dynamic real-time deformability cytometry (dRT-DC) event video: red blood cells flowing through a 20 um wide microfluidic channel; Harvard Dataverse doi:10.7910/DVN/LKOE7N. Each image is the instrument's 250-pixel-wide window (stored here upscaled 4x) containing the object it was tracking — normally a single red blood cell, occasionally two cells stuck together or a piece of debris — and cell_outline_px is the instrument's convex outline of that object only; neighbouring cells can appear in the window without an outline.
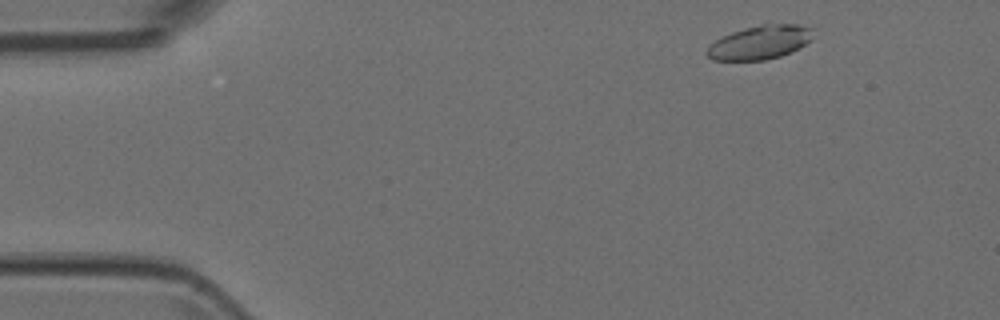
{"species": "Egyptian fruit bat (a non-hibernating species)", "species_latin": "Rousettus aegyptiacus", "temperature_condition": "room temperature", "stored_images_in_passage": 3, "camera_frame_rate_fps": 3000, "um_per_image_px": 0.085, "animal": {"sex": "female"}, "frame": {"image": 1, "passage_image": 1, "time_ms": 0.0, "image_size_px": [1000, 320], "cell_outline_px": [[812, 40], [780, 56], [764, 60], [712, 60], [704, 52], [716, 40], [732, 32], [744, 28], [764, 24], [800, 24], [812, 28]], "centroid_in_image_um": [64.59, 3.6], "position_along_channel_um": 20.4, "area_um2": 20.58}}
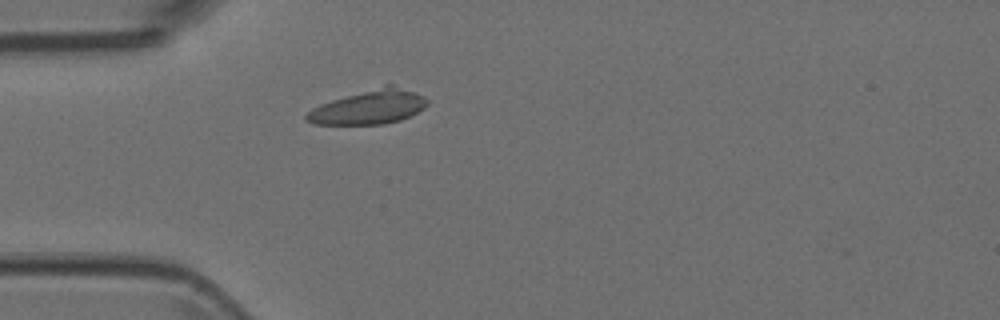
{"frame": {"image": 2, "passage_image": 3, "time_ms": 0.667, "image_size_px": [1000, 320], "cell_outline_px": [[428, 104], [424, 108], [400, 120], [384, 124], [312, 124], [304, 120], [304, 116], [312, 108], [320, 104], [332, 100], [384, 84], [396, 84], [424, 96], [428, 100]], "centroid_in_image_um": [31.36, 9.09], "position_along_channel_um": 53.6, "area_um2": 24.16}}